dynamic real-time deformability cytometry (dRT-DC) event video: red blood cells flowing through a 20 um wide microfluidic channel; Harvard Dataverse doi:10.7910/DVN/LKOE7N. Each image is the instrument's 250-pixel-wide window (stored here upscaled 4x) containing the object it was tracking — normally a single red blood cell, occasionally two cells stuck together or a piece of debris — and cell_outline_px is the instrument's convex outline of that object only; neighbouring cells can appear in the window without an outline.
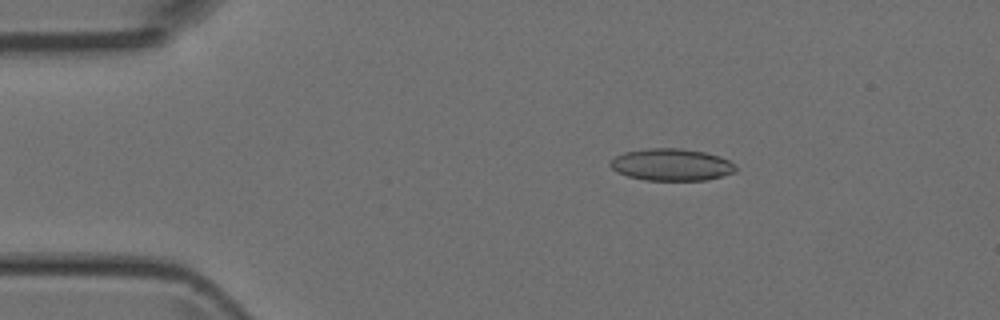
{"species": "Egyptian fruit bat (a non-hibernating species)", "species_latin": "Rousettus aegyptiacus", "temperature_condition": "room temperature", "stored_images_in_passage": 5, "camera_frame_rate_fps": 3000, "um_per_image_px": 0.085, "animal": {"sex": "female"}, "frame": {"image": 1, "passage_image": 3, "time_ms": 2.333, "image_size_px": [1000, 320], "cell_outline_px": [[736, 172], [708, 180], [644, 180], [628, 176], [616, 172], [608, 164], [616, 156], [624, 152], [648, 148], [680, 148], [704, 152], [720, 156], [728, 160], [736, 168]], "centroid_in_image_um": [57.06, 14.0], "position_along_channel_um": 27.9, "area_um2": 23.41}}
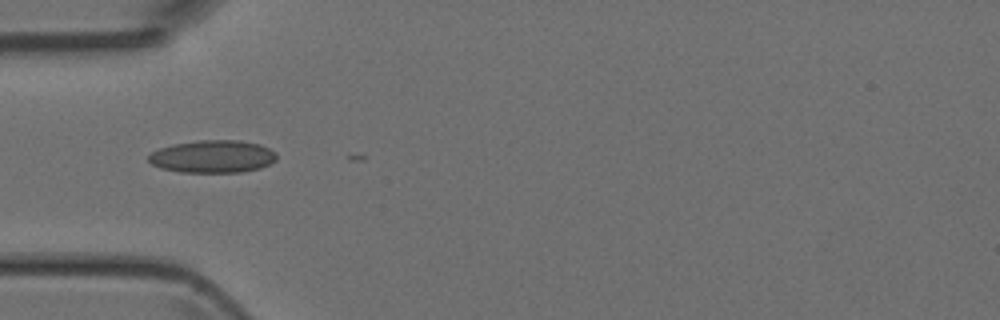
{"frame": {"image": 2, "passage_image": 5, "time_ms": 4.667, "image_size_px": [1000, 320], "cell_outline_px": [[276, 160], [260, 168], [240, 172], [180, 172], [160, 168], [152, 164], [148, 160], [148, 156], [152, 152], [160, 148], [172, 144], [200, 140], [240, 140], [260, 144], [276, 152]], "centroid_in_image_um": [18.07, 13.3], "position_along_channel_um": 66.9, "area_um2": 24.33}}